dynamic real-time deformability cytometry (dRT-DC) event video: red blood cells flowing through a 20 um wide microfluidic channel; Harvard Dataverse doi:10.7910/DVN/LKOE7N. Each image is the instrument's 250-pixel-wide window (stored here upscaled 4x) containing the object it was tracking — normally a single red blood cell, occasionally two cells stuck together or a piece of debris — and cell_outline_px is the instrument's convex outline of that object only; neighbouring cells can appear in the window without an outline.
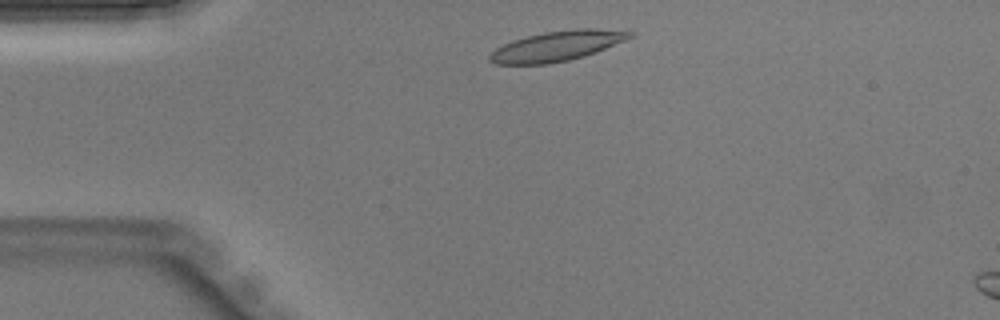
{"species": "Egyptian fruit bat (a non-hibernating species)", "species_latin": "Rousettus aegyptiacus", "temperature_condition": "warm", "stored_images_in_passage": 7, "camera_frame_rate_fps": 3000, "um_per_image_px": 0.085, "animal": {"sex": "male"}, "frame": {"image": 1, "passage_image": 3, "time_ms": 0.667, "image_size_px": [1000, 320], "cell_outline_px": [[636, 36], [596, 52], [584, 56], [568, 60], [548, 64], [496, 64], [488, 60], [488, 56], [496, 48], [512, 40], [544, 32], [576, 28], [596, 28], [632, 32]], "centroid_in_image_um": [47.36, 3.91], "position_along_channel_um": 37.6, "area_um2": 24.51}}